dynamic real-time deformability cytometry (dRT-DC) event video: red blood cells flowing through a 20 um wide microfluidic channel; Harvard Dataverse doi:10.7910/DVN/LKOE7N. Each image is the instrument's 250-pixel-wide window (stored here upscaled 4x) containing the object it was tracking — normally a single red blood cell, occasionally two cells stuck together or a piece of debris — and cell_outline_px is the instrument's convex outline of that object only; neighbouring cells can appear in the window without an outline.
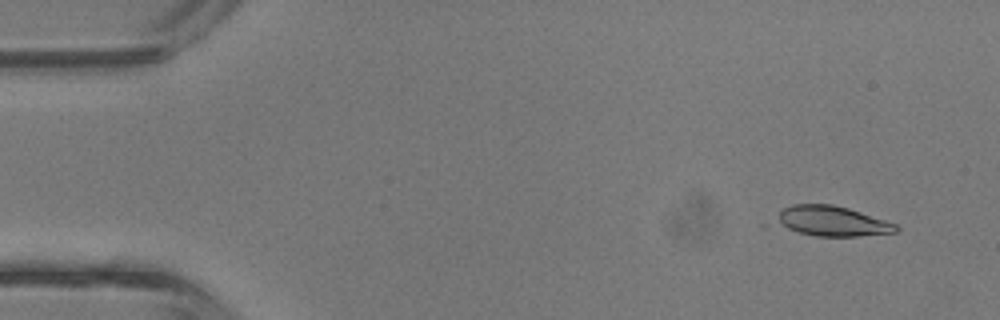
{"species": "common noctule bat (a hibernating species)", "species_latin": "Nyctalus noctula", "temperature_condition": "room temperature", "stored_images_in_passage": 4, "camera_frame_rate_fps": 3000, "um_per_image_px": 0.085, "animal": {"sex": "male", "body_mass_g": 13.3}, "frame": {"image": 1, "passage_image": 1, "time_ms": 0.0, "image_size_px": [1000, 320], "cell_outline_px": [[900, 228], [896, 232], [856, 236], [816, 236], [764, 228], [760, 224], [784, 208], [792, 204], [832, 204], [848, 208], [896, 224]], "centroid_in_image_um": [70.32, 18.82], "position_along_channel_um": 14.7, "area_um2": 22.6}}
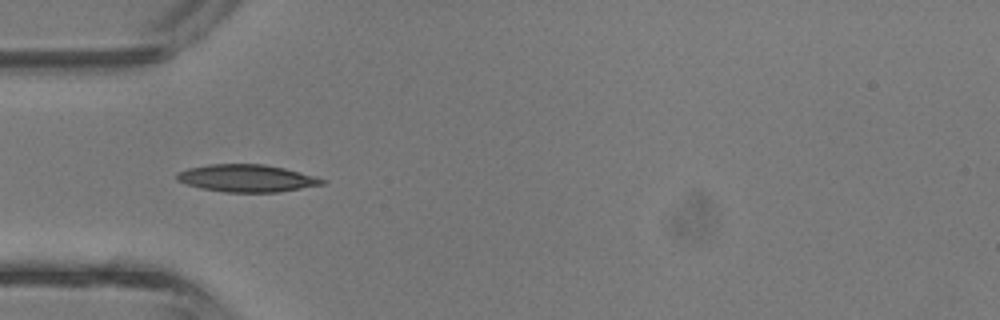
{"frame": {"image": 2, "passage_image": 3, "time_ms": 0.667, "image_size_px": [1000, 320], "cell_outline_px": [[328, 180], [324, 184], [276, 192], [224, 192], [200, 188], [176, 180], [176, 172], [188, 168], [208, 164], [264, 164], [284, 168]], "centroid_in_image_um": [20.93, 15.14], "position_along_channel_um": 64.1, "area_um2": 23.06}}
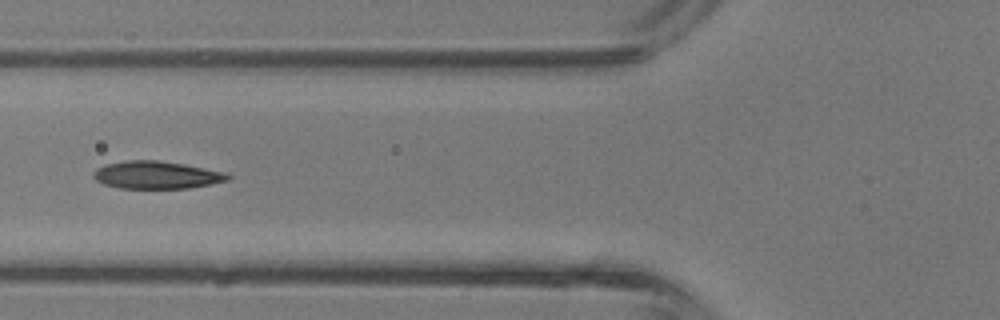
{"frame": {"image": 3, "passage_image": 4, "time_ms": 1.0, "image_size_px": [1000, 320], "cell_outline_px": [[232, 176], [228, 180], [212, 184], [188, 188], [120, 188], [104, 184], [96, 180], [92, 176], [92, 172], [96, 168], [104, 164], [124, 160], [156, 160], [184, 164], [224, 172]], "centroid_in_image_um": [13.26, 14.87], "position_along_channel_um": 112.5, "area_um2": 21.68}}